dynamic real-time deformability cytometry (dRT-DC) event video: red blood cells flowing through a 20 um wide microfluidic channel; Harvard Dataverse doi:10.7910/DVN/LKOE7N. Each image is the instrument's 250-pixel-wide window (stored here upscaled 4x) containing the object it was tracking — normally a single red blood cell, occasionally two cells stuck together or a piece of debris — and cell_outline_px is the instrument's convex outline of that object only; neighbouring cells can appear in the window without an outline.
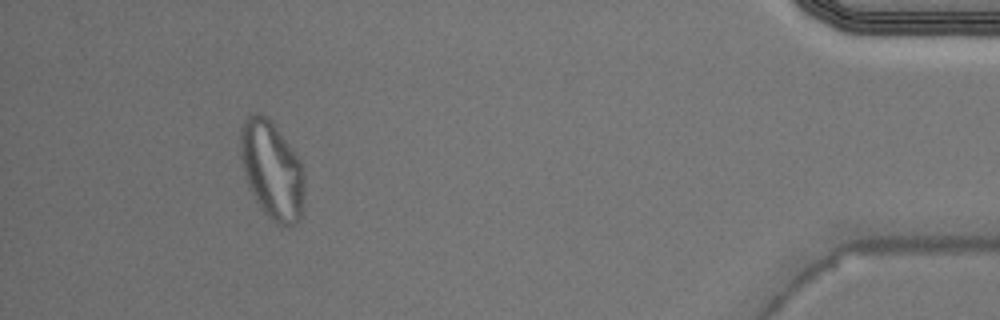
{"species": "Egyptian fruit bat (a non-hibernating species)", "species_latin": "Rousettus aegyptiacus", "temperature_condition": "warm", "stored_images_in_passage": 32, "camera_frame_rate_fps": 3000, "um_per_image_px": 0.085, "animal": {"sex": "male"}, "frame": {"image": 1, "passage_image": 28, "time_ms": 9.0, "image_size_px": [1000, 320], "cell_outline_px": [[304, 188], [300, 216], [296, 224], [288, 228], [284, 228], [276, 224], [264, 212], [256, 200], [248, 184], [244, 172], [240, 156], [240, 128], [244, 120], [248, 116], [256, 112], [260, 112], [268, 116], [300, 160], [304, 180]], "centroid_in_image_um": [23.1, 14.45], "position_along_channel_um": 412.1, "area_um2": 36.47}}